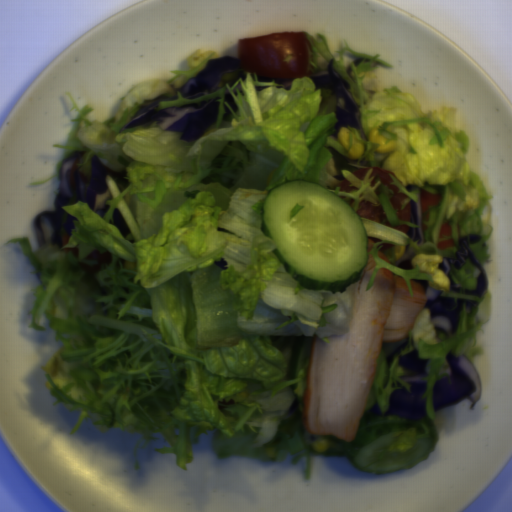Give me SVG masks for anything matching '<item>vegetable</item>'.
<instances>
[{"label":"vegetable","instance_id":"vegetable-2","mask_svg":"<svg viewBox=\"0 0 512 512\" xmlns=\"http://www.w3.org/2000/svg\"><path fill=\"white\" fill-rule=\"evenodd\" d=\"M437 289L441 291L442 297L461 299L455 332L448 337L445 332L436 331L430 310L425 309L424 306L413 329L408 332L407 346L393 356L390 367L382 345L370 390L360 416L357 434L374 417L373 407L375 403L381 413L386 412L393 391L405 388L410 392L411 385L404 379L410 376H419V372L404 367L400 362L402 355L416 350L419 358L428 359L429 361L426 390L422 398H425L426 403V419L434 424L440 410L434 407V384L439 378H445L450 374L447 353L455 358L465 355L471 361L474 355L481 354L484 351V345H478L477 343V332H482L486 328L492 298L490 288L487 286L482 300L476 296L461 294L459 291L452 290V288L450 291Z\"/></svg>","mask_w":512,"mask_h":512},{"label":"vegetable","instance_id":"vegetable-1","mask_svg":"<svg viewBox=\"0 0 512 512\" xmlns=\"http://www.w3.org/2000/svg\"><path fill=\"white\" fill-rule=\"evenodd\" d=\"M311 73L332 68L347 84L359 110L357 128L349 129L346 149L334 137L337 100L314 80L292 79L288 89L275 81L245 80L195 99L177 93L157 109L194 104L218 96L216 122L190 141L183 133L164 130L161 121L120 131L146 99L175 98L208 60L222 56L206 48L187 55L188 70L168 72L170 80L139 82L124 92L114 117L90 121L93 109L80 107L67 92L72 117L63 144L64 160L84 153L74 165L70 187L77 193L76 172L90 182L94 156L108 168L126 171L129 184L106 179L113 200L100 217L88 202L65 205L76 217L64 245L53 243L49 219L41 216L45 244L34 252L28 237H13L39 280L29 329L45 330L47 318L59 341L52 358L41 365L53 405L78 410L71 433L84 419L98 432L112 429L140 435L133 456L162 434L169 444L154 448L172 454L186 470L201 435L213 436L218 459L239 457L293 464L305 459L303 478H311L313 457L348 456L349 442L313 435L303 423V401L315 334L326 339L350 332L355 282L344 292L309 289L294 280L275 255L272 239L262 234V208L267 193L282 183L308 180L331 192L358 212L362 200L379 204L385 218L378 223L360 215L367 253L375 271L402 278L414 298L410 280L429 281L431 272L397 267L395 245H410L415 254L455 258L463 235L480 265L492 262L490 191L472 170L470 139L458 128L455 106L425 110L410 92L385 87L376 67L393 69L379 59L352 50L341 39L329 50L323 32L307 35ZM351 66L353 81L345 69ZM255 85L270 86L262 91ZM230 93L233 111L224 99ZM223 102L233 117L222 120ZM156 109V110H157ZM395 140L397 150L376 152L372 130ZM355 134L363 143L359 160L348 157ZM388 169L393 184L411 201L412 221L398 220L390 202L392 190L371 184L353 172L365 167ZM356 190L339 191L344 180ZM420 189L441 193V204L422 212ZM407 225L405 235L387 227ZM449 222L452 235H440ZM422 223L427 225L423 232ZM456 247L438 250L441 240ZM78 246V259L62 249ZM93 251L112 253L113 261L90 277L79 266H97L84 258ZM228 260L222 270L211 260ZM126 259L137 262L131 270ZM46 331V330H45ZM327 439V451L313 443Z\"/></svg>","mask_w":512,"mask_h":512}]
</instances>
